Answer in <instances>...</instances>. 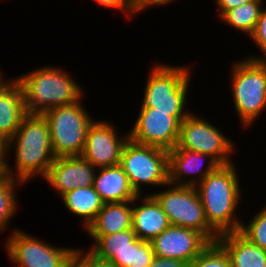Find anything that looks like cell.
Segmentation results:
<instances>
[{"label": "cell", "mask_w": 266, "mask_h": 267, "mask_svg": "<svg viewBox=\"0 0 266 267\" xmlns=\"http://www.w3.org/2000/svg\"><path fill=\"white\" fill-rule=\"evenodd\" d=\"M10 152L14 153V167L7 161ZM55 158L46 119L42 114H26L14 136L8 140L5 173L24 183L36 176L44 178Z\"/></svg>", "instance_id": "6da1fadb"}, {"label": "cell", "mask_w": 266, "mask_h": 267, "mask_svg": "<svg viewBox=\"0 0 266 267\" xmlns=\"http://www.w3.org/2000/svg\"><path fill=\"white\" fill-rule=\"evenodd\" d=\"M235 165L234 162L219 165L195 187L208 225L219 236L239 231L242 223L237 211L243 189Z\"/></svg>", "instance_id": "7a4b0ae2"}, {"label": "cell", "mask_w": 266, "mask_h": 267, "mask_svg": "<svg viewBox=\"0 0 266 267\" xmlns=\"http://www.w3.org/2000/svg\"><path fill=\"white\" fill-rule=\"evenodd\" d=\"M71 75L62 68L46 65L14 76L23 89L26 114H42L77 102L85 91Z\"/></svg>", "instance_id": "3957f363"}, {"label": "cell", "mask_w": 266, "mask_h": 267, "mask_svg": "<svg viewBox=\"0 0 266 267\" xmlns=\"http://www.w3.org/2000/svg\"><path fill=\"white\" fill-rule=\"evenodd\" d=\"M151 68L148 71L140 107L171 112V116L182 122L191 113L186 106L193 67L186 64L178 66L158 63Z\"/></svg>", "instance_id": "277c9868"}, {"label": "cell", "mask_w": 266, "mask_h": 267, "mask_svg": "<svg viewBox=\"0 0 266 267\" xmlns=\"http://www.w3.org/2000/svg\"><path fill=\"white\" fill-rule=\"evenodd\" d=\"M231 96L241 128L247 130L266 109V60L244 58L233 63Z\"/></svg>", "instance_id": "5b68a950"}, {"label": "cell", "mask_w": 266, "mask_h": 267, "mask_svg": "<svg viewBox=\"0 0 266 267\" xmlns=\"http://www.w3.org/2000/svg\"><path fill=\"white\" fill-rule=\"evenodd\" d=\"M83 98L84 95L75 103L42 113L48 123L55 157L80 156L82 153L88 128L94 121L82 104Z\"/></svg>", "instance_id": "8992f818"}, {"label": "cell", "mask_w": 266, "mask_h": 267, "mask_svg": "<svg viewBox=\"0 0 266 267\" xmlns=\"http://www.w3.org/2000/svg\"><path fill=\"white\" fill-rule=\"evenodd\" d=\"M119 165L138 195H143L142 186L152 185L161 189L169 183L168 150L128 139L122 149Z\"/></svg>", "instance_id": "52a82bcc"}, {"label": "cell", "mask_w": 266, "mask_h": 267, "mask_svg": "<svg viewBox=\"0 0 266 267\" xmlns=\"http://www.w3.org/2000/svg\"><path fill=\"white\" fill-rule=\"evenodd\" d=\"M164 188L166 189L149 195H152L160 204L170 224L198 231L210 242H216L219 235L208 225L196 188L170 183Z\"/></svg>", "instance_id": "ba28073f"}, {"label": "cell", "mask_w": 266, "mask_h": 267, "mask_svg": "<svg viewBox=\"0 0 266 267\" xmlns=\"http://www.w3.org/2000/svg\"><path fill=\"white\" fill-rule=\"evenodd\" d=\"M5 239V252L14 267H70L76 248L56 247L15 228Z\"/></svg>", "instance_id": "9c48e42d"}, {"label": "cell", "mask_w": 266, "mask_h": 267, "mask_svg": "<svg viewBox=\"0 0 266 267\" xmlns=\"http://www.w3.org/2000/svg\"><path fill=\"white\" fill-rule=\"evenodd\" d=\"M199 116L192 112L181 122L179 139L175 148L208 154L220 165L232 163L231 158L236 149V141L233 142L230 137L223 134L218 125L216 127L202 115Z\"/></svg>", "instance_id": "30bf717a"}, {"label": "cell", "mask_w": 266, "mask_h": 267, "mask_svg": "<svg viewBox=\"0 0 266 267\" xmlns=\"http://www.w3.org/2000/svg\"><path fill=\"white\" fill-rule=\"evenodd\" d=\"M129 132V139L141 145L172 150L177 146L181 122L171 112L140 107L138 117Z\"/></svg>", "instance_id": "8fae6325"}, {"label": "cell", "mask_w": 266, "mask_h": 267, "mask_svg": "<svg viewBox=\"0 0 266 267\" xmlns=\"http://www.w3.org/2000/svg\"><path fill=\"white\" fill-rule=\"evenodd\" d=\"M113 122L94 120L89 126L81 157L96 169L120 164L124 144L129 139V132L120 136Z\"/></svg>", "instance_id": "7c38bea8"}, {"label": "cell", "mask_w": 266, "mask_h": 267, "mask_svg": "<svg viewBox=\"0 0 266 267\" xmlns=\"http://www.w3.org/2000/svg\"><path fill=\"white\" fill-rule=\"evenodd\" d=\"M150 243L155 256L190 263L211 242L198 231L170 225Z\"/></svg>", "instance_id": "4fadbf2b"}, {"label": "cell", "mask_w": 266, "mask_h": 267, "mask_svg": "<svg viewBox=\"0 0 266 267\" xmlns=\"http://www.w3.org/2000/svg\"><path fill=\"white\" fill-rule=\"evenodd\" d=\"M219 165L208 154L174 148L168 151L169 183L178 186L196 187Z\"/></svg>", "instance_id": "5bb4252c"}, {"label": "cell", "mask_w": 266, "mask_h": 267, "mask_svg": "<svg viewBox=\"0 0 266 267\" xmlns=\"http://www.w3.org/2000/svg\"><path fill=\"white\" fill-rule=\"evenodd\" d=\"M95 172L81 156H62L55 158L44 179L61 197L75 188L92 186Z\"/></svg>", "instance_id": "9a60e30c"}, {"label": "cell", "mask_w": 266, "mask_h": 267, "mask_svg": "<svg viewBox=\"0 0 266 267\" xmlns=\"http://www.w3.org/2000/svg\"><path fill=\"white\" fill-rule=\"evenodd\" d=\"M170 225L167 215L152 195H138L132 200V229L137 238L151 242Z\"/></svg>", "instance_id": "2e32d148"}, {"label": "cell", "mask_w": 266, "mask_h": 267, "mask_svg": "<svg viewBox=\"0 0 266 267\" xmlns=\"http://www.w3.org/2000/svg\"><path fill=\"white\" fill-rule=\"evenodd\" d=\"M93 187L104 203L132 201L138 196L120 165L96 169Z\"/></svg>", "instance_id": "e0dca14e"}, {"label": "cell", "mask_w": 266, "mask_h": 267, "mask_svg": "<svg viewBox=\"0 0 266 267\" xmlns=\"http://www.w3.org/2000/svg\"><path fill=\"white\" fill-rule=\"evenodd\" d=\"M25 115L23 89L13 77L0 89V132L7 140L14 136Z\"/></svg>", "instance_id": "ac0fdd59"}, {"label": "cell", "mask_w": 266, "mask_h": 267, "mask_svg": "<svg viewBox=\"0 0 266 267\" xmlns=\"http://www.w3.org/2000/svg\"><path fill=\"white\" fill-rule=\"evenodd\" d=\"M217 242L227 252L231 267H266V251L239 231L222 234Z\"/></svg>", "instance_id": "d6986e66"}, {"label": "cell", "mask_w": 266, "mask_h": 267, "mask_svg": "<svg viewBox=\"0 0 266 267\" xmlns=\"http://www.w3.org/2000/svg\"><path fill=\"white\" fill-rule=\"evenodd\" d=\"M127 229H132V201L104 203L83 231H87V235H108Z\"/></svg>", "instance_id": "ffe728a7"}, {"label": "cell", "mask_w": 266, "mask_h": 267, "mask_svg": "<svg viewBox=\"0 0 266 267\" xmlns=\"http://www.w3.org/2000/svg\"><path fill=\"white\" fill-rule=\"evenodd\" d=\"M60 198L69 213L71 212L82 219L81 224L84 229L95 219L104 204L93 185L75 188Z\"/></svg>", "instance_id": "44dd1931"}, {"label": "cell", "mask_w": 266, "mask_h": 267, "mask_svg": "<svg viewBox=\"0 0 266 267\" xmlns=\"http://www.w3.org/2000/svg\"><path fill=\"white\" fill-rule=\"evenodd\" d=\"M264 0H252L244 5L225 11L218 19L224 25L244 33V36H250L260 17Z\"/></svg>", "instance_id": "7402d4cb"}, {"label": "cell", "mask_w": 266, "mask_h": 267, "mask_svg": "<svg viewBox=\"0 0 266 267\" xmlns=\"http://www.w3.org/2000/svg\"><path fill=\"white\" fill-rule=\"evenodd\" d=\"M88 237L93 240L89 249L99 258L110 261L137 239L133 229L108 235H88Z\"/></svg>", "instance_id": "603a6c76"}, {"label": "cell", "mask_w": 266, "mask_h": 267, "mask_svg": "<svg viewBox=\"0 0 266 267\" xmlns=\"http://www.w3.org/2000/svg\"><path fill=\"white\" fill-rule=\"evenodd\" d=\"M23 181L13 178L6 173L0 177V233L9 227V221L14 218L18 208V186L25 185ZM11 219V220H10Z\"/></svg>", "instance_id": "cb8c5ba5"}, {"label": "cell", "mask_w": 266, "mask_h": 267, "mask_svg": "<svg viewBox=\"0 0 266 267\" xmlns=\"http://www.w3.org/2000/svg\"><path fill=\"white\" fill-rule=\"evenodd\" d=\"M155 258L151 243L137 238L112 260L116 267H149Z\"/></svg>", "instance_id": "d4e9b609"}, {"label": "cell", "mask_w": 266, "mask_h": 267, "mask_svg": "<svg viewBox=\"0 0 266 267\" xmlns=\"http://www.w3.org/2000/svg\"><path fill=\"white\" fill-rule=\"evenodd\" d=\"M188 267H231V261L225 249L216 241L188 263Z\"/></svg>", "instance_id": "484cf974"}, {"label": "cell", "mask_w": 266, "mask_h": 267, "mask_svg": "<svg viewBox=\"0 0 266 267\" xmlns=\"http://www.w3.org/2000/svg\"><path fill=\"white\" fill-rule=\"evenodd\" d=\"M249 220L247 224L242 221L239 232L266 251V205Z\"/></svg>", "instance_id": "4316f807"}, {"label": "cell", "mask_w": 266, "mask_h": 267, "mask_svg": "<svg viewBox=\"0 0 266 267\" xmlns=\"http://www.w3.org/2000/svg\"><path fill=\"white\" fill-rule=\"evenodd\" d=\"M249 37L252 43L254 42L257 45L256 47L259 48L257 50H260L262 54L256 56L249 54L246 58L251 60H266V6L264 7L263 5L256 27Z\"/></svg>", "instance_id": "83f0119b"}, {"label": "cell", "mask_w": 266, "mask_h": 267, "mask_svg": "<svg viewBox=\"0 0 266 267\" xmlns=\"http://www.w3.org/2000/svg\"><path fill=\"white\" fill-rule=\"evenodd\" d=\"M93 1V0H92ZM95 4L106 9H116L122 11L126 17L132 18L141 13L140 0H94Z\"/></svg>", "instance_id": "f1b7e54d"}, {"label": "cell", "mask_w": 266, "mask_h": 267, "mask_svg": "<svg viewBox=\"0 0 266 267\" xmlns=\"http://www.w3.org/2000/svg\"><path fill=\"white\" fill-rule=\"evenodd\" d=\"M74 262L79 267H116L112 261L99 258L90 249L79 247L75 250Z\"/></svg>", "instance_id": "f546056e"}, {"label": "cell", "mask_w": 266, "mask_h": 267, "mask_svg": "<svg viewBox=\"0 0 266 267\" xmlns=\"http://www.w3.org/2000/svg\"><path fill=\"white\" fill-rule=\"evenodd\" d=\"M149 267H188V263L179 259L155 256Z\"/></svg>", "instance_id": "4dcf8cb0"}, {"label": "cell", "mask_w": 266, "mask_h": 267, "mask_svg": "<svg viewBox=\"0 0 266 267\" xmlns=\"http://www.w3.org/2000/svg\"><path fill=\"white\" fill-rule=\"evenodd\" d=\"M218 8V18L228 10L239 7L252 0H214Z\"/></svg>", "instance_id": "1f68e13d"}, {"label": "cell", "mask_w": 266, "mask_h": 267, "mask_svg": "<svg viewBox=\"0 0 266 267\" xmlns=\"http://www.w3.org/2000/svg\"><path fill=\"white\" fill-rule=\"evenodd\" d=\"M176 0H140V10L141 12L149 9L150 7L154 8L155 6H164L165 4L169 5L171 2Z\"/></svg>", "instance_id": "d6a6232c"}, {"label": "cell", "mask_w": 266, "mask_h": 267, "mask_svg": "<svg viewBox=\"0 0 266 267\" xmlns=\"http://www.w3.org/2000/svg\"><path fill=\"white\" fill-rule=\"evenodd\" d=\"M8 150V140L0 132V155L5 159Z\"/></svg>", "instance_id": "836d02e7"}, {"label": "cell", "mask_w": 266, "mask_h": 267, "mask_svg": "<svg viewBox=\"0 0 266 267\" xmlns=\"http://www.w3.org/2000/svg\"><path fill=\"white\" fill-rule=\"evenodd\" d=\"M5 174V159L0 155V177Z\"/></svg>", "instance_id": "e575fe53"}, {"label": "cell", "mask_w": 266, "mask_h": 267, "mask_svg": "<svg viewBox=\"0 0 266 267\" xmlns=\"http://www.w3.org/2000/svg\"><path fill=\"white\" fill-rule=\"evenodd\" d=\"M11 79H5L4 78V75H3V72H1V69H0V89L6 85Z\"/></svg>", "instance_id": "d590c367"}, {"label": "cell", "mask_w": 266, "mask_h": 267, "mask_svg": "<svg viewBox=\"0 0 266 267\" xmlns=\"http://www.w3.org/2000/svg\"><path fill=\"white\" fill-rule=\"evenodd\" d=\"M70 267H79L75 262H73Z\"/></svg>", "instance_id": "8d00e7d4"}]
</instances>
